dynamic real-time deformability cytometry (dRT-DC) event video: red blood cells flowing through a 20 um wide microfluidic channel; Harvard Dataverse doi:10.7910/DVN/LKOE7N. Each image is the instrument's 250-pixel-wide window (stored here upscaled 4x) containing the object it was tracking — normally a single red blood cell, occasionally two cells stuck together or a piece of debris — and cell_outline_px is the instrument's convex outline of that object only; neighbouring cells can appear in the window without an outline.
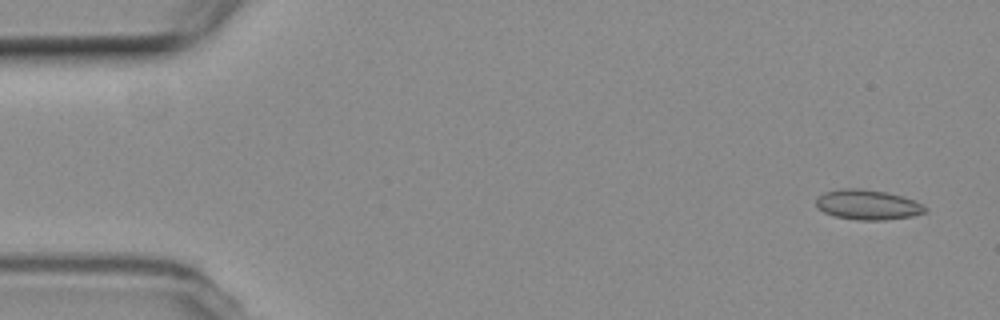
{"species": "common noctule bat (a hibernating species)", "species_latin": "Nyctalus noctula", "temperature_condition": "room temperature", "stored_images_in_passage": 6, "camera_frame_rate_fps": 3000, "um_per_image_px": 0.085, "animal": {"sex": "female", "body_mass_g": 19.3, "forearm_length_mm": 54.1}, "frame": {"image": 1, "passage_image": 1, "time_ms": 0.0, "image_size_px": [1000, 320], "cell_outline_px": [[928, 212], [912, 216], [884, 220], [860, 220], [836, 216], [824, 212], [816, 208], [816, 196], [824, 192], [840, 188], [860, 188], [884, 192], [900, 196], [924, 204], [928, 208]], "centroid_in_image_um": [73.74, 17.4], "position_along_channel_um": 11.3, "area_um2": 19.13}}
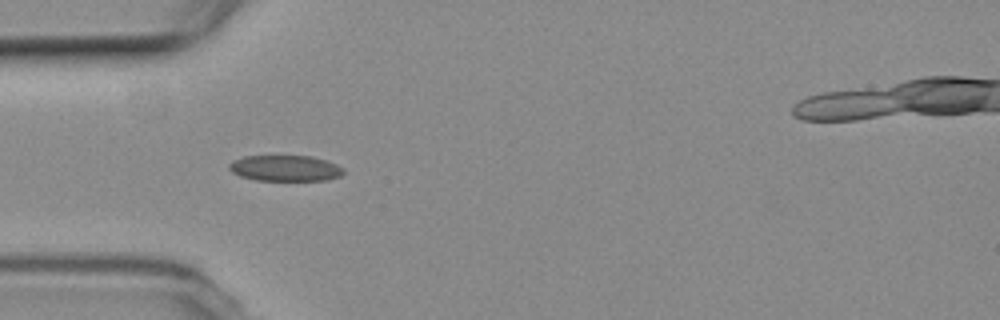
{"frame": {"image": 2, "passage_image": 5, "time_ms": 4.667, "image_size_px": [1000, 320], "cell_outline_px": [[344, 172], [340, 176], [328, 180], [256, 180], [240, 176], [232, 172], [228, 168], [228, 164], [232, 160], [244, 156], [312, 156], [336, 164], [344, 168]], "centroid_in_image_um": [24.22, 14.29], "position_along_channel_um": 60.8, "area_um2": 17.28}}
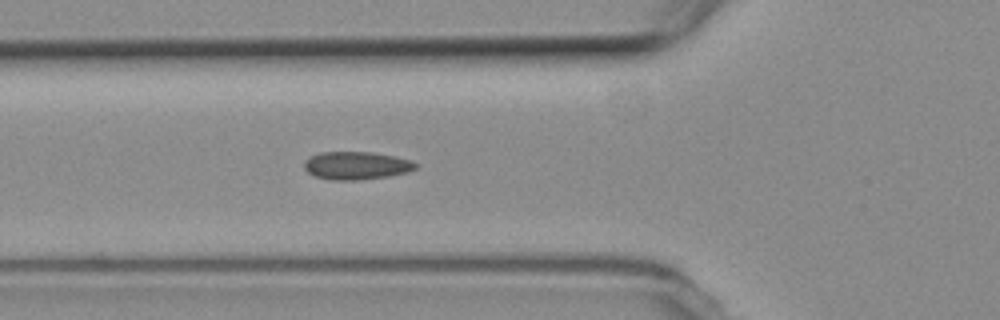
{"frame": {"image": 3, "passage_image": 6, "time_ms": 5.667, "image_size_px": [1000, 320], "cell_outline_px": [[420, 164], [416, 168], [408, 172], [392, 176], [356, 180], [332, 180], [316, 176], [308, 172], [304, 168], [304, 160], [320, 152], [372, 152], [396, 156], [412, 160]], "centroid_in_image_um": [30.35, 14.07], "position_along_channel_um": 95.5, "area_um2": 18.32}}